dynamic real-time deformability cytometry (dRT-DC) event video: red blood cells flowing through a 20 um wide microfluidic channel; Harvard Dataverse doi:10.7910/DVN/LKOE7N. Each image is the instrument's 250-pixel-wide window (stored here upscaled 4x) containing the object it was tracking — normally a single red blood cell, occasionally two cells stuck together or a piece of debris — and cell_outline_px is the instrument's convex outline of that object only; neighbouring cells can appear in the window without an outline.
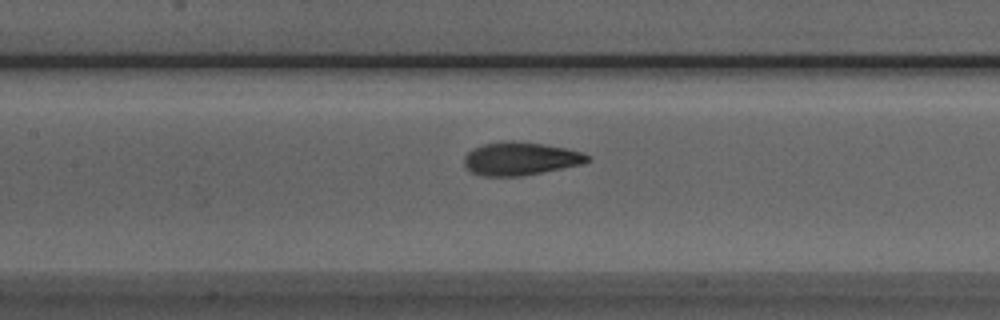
{"species": "Egyptian fruit bat (a non-hibernating species)", "species_latin": "Rousettus aegyptiacus", "temperature_condition": "room temperature", "stored_images_in_passage": 28, "camera_frame_rate_fps": 3000, "um_per_image_px": 0.085, "animal": {"sex": "male"}, "frame": {"image": 1, "passage_image": 10, "time_ms": 3.0, "image_size_px": [1000, 320], "cell_outline_px": [[592, 160], [584, 164], [520, 176], [480, 176], [472, 172], [464, 164], [464, 156], [472, 148], [484, 144], [504, 140], [512, 140], [544, 144], [584, 152], [592, 156]], "centroid_in_image_um": [44.27, 13.48], "position_along_channel_um": 163.1, "area_um2": 24.04}}
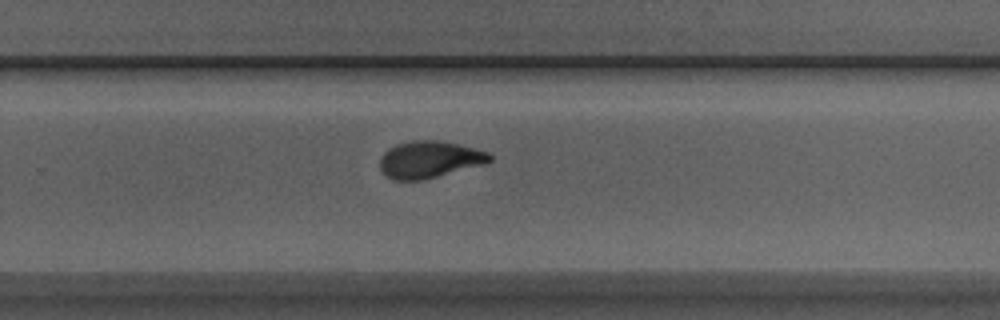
{"frame": {"image": 2, "passage_image": 20, "time_ms": 6.333, "image_size_px": [1000, 320], "cell_outline_px": [[492, 160], [484, 164], [420, 180], [392, 180], [380, 168], [380, 156], [388, 148], [396, 144], [416, 140], [440, 140], [460, 144], [488, 152], [492, 156]], "centroid_in_image_um": [36.49, 13.54], "position_along_channel_um": 293.3, "area_um2": 23.47}}
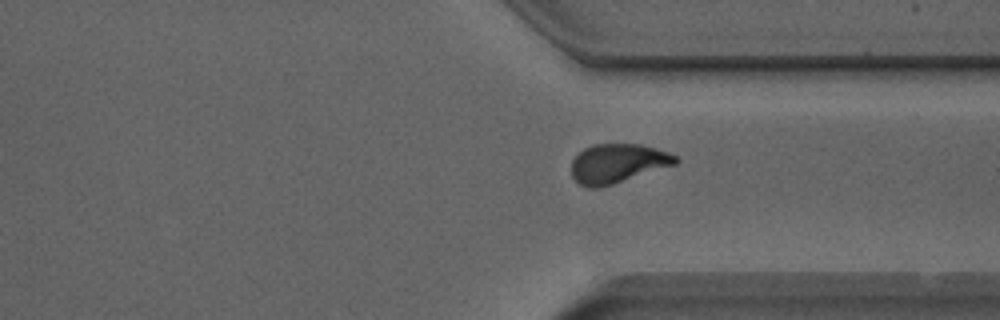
{"frame": {"image": 3, "passage_image": 25, "time_ms": 8.0, "image_size_px": [1000, 320], "cell_outline_px": [[680, 160], [676, 164], [612, 184], [596, 188], [592, 188], [580, 184], [572, 176], [572, 160], [584, 148], [592, 144], [640, 144], [656, 148], [668, 152], [676, 156]], "centroid_in_image_um": [52.5, 13.87], "position_along_channel_um": 358.9, "area_um2": 23.52}}